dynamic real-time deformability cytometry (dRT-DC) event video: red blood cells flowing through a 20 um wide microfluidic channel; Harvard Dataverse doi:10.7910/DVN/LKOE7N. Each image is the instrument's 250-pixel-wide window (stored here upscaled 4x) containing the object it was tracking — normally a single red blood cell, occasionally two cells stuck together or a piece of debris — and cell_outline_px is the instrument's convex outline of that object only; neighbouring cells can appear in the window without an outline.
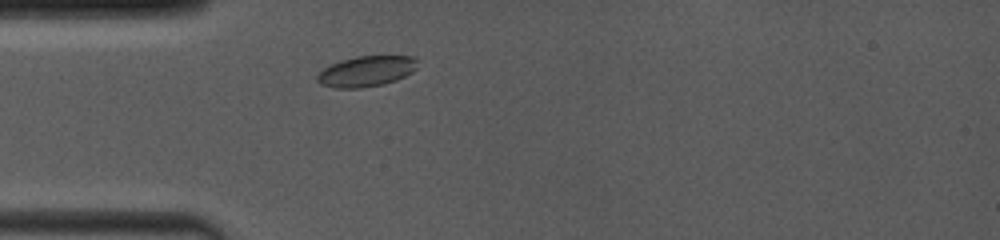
{"species": "common noctule bat (a hibernating species)", "species_latin": "Nyctalus noctula", "temperature_condition": "room temperature", "stored_images_in_passage": 16, "camera_frame_rate_fps": 4000, "um_per_image_px": 0.085, "animal": {"sex": "female", "body_mass_g": 19.0, "forearm_length_mm": 53.3}, "frame": {"image": 1, "passage_image": 1, "time_ms": 0.0, "image_size_px": [1000, 240], "cell_outline_px": [[420, 60], [416, 68], [412, 72], [396, 80], [384, 84], [360, 88], [332, 88], [320, 84], [316, 80], [316, 76], [324, 68], [332, 64], [356, 56], [416, 56]], "centroid_in_image_um": [31.17, 6.06], "position_along_channel_um": 53.8, "area_um2": 17.98}}
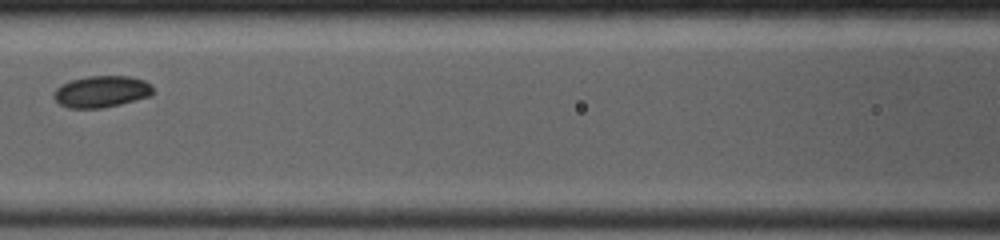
{"frame": {"image": 2, "passage_image": 8, "time_ms": 2.75, "image_size_px": [1000, 240], "cell_outline_px": [[156, 92], [152, 96], [120, 104], [100, 108], [68, 108], [60, 104], [52, 96], [52, 92], [60, 84], [72, 80], [88, 76], [128, 76], [144, 80], [152, 84]], "centroid_in_image_um": [8.65, 7.78], "position_along_channel_um": 157.9, "area_um2": 18.55}}
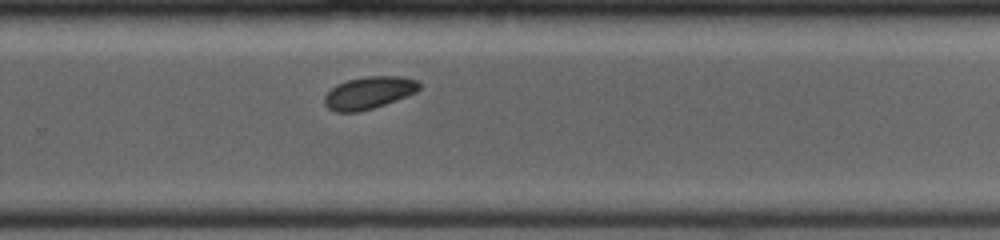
{"frame": {"image": 3, "passage_image": 16, "time_ms": 6.25, "image_size_px": [1000, 240], "cell_outline_px": [[420, 88], [416, 92], [408, 96], [372, 108], [356, 112], [336, 112], [328, 108], [324, 104], [324, 96], [336, 84], [348, 80], [368, 76], [400, 76], [420, 80]], "centroid_in_image_um": [31.37, 7.88], "position_along_channel_um": 298.4, "area_um2": 17.86}}